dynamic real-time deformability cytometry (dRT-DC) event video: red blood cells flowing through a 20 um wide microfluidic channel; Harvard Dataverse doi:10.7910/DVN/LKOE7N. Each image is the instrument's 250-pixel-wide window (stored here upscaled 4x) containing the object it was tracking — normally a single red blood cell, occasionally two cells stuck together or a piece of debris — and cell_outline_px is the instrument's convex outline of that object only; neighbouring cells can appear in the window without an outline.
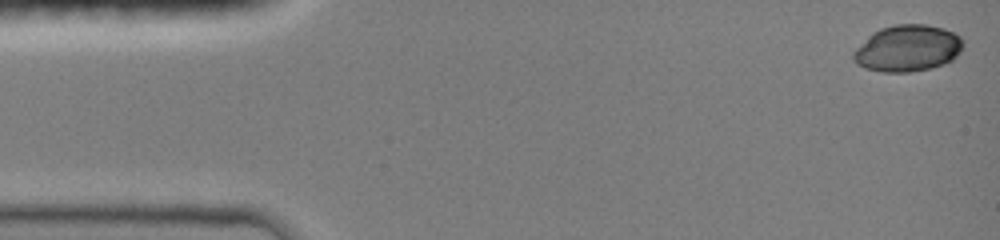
{"species": "common noctule bat (a hibernating species)", "species_latin": "Nyctalus noctula", "temperature_condition": "room temperature", "stored_images_in_passage": 7, "camera_frame_rate_fps": 3000, "um_per_image_px": 0.085, "animal": {"sex": "female", "body_mass_g": 19.0, "forearm_length_mm": 51.5}, "frame": {"image": 1, "passage_image": 1, "time_ms": 0.0, "image_size_px": [1000, 240], "cell_outline_px": [[964, 44], [956, 56], [952, 60], [944, 64], [932, 68], [912, 72], [880, 72], [864, 68], [856, 64], [852, 56], [852, 52], [872, 32], [880, 28], [896, 24], [924, 24], [944, 28], [960, 36]], "centroid_in_image_um": [77.12, 4.11], "position_along_channel_um": 7.9, "area_um2": 30.0}}